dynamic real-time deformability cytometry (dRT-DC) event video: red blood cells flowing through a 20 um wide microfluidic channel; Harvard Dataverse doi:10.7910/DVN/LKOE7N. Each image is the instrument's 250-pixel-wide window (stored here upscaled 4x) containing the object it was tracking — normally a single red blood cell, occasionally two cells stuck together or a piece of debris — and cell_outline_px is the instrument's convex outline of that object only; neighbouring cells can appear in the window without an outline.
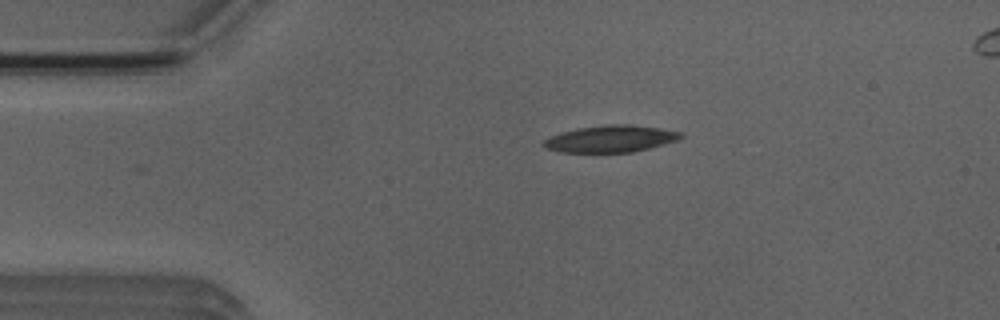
{"species": "Egyptian fruit bat (a non-hibernating species)", "species_latin": "Rousettus aegyptiacus", "temperature_condition": "room temperature", "stored_images_in_passage": 5, "camera_frame_rate_fps": 3000, "um_per_image_px": 0.085, "animal": {"sex": "male"}, "frame": {"image": 1, "passage_image": 5, "time_ms": 5.333, "image_size_px": [1000, 320], "cell_outline_px": [[684, 136], [676, 140], [664, 144], [632, 152], [560, 152], [544, 148], [540, 144], [544, 140], [560, 132], [576, 128], [604, 124], [632, 124], [660, 128], [680, 132]], "centroid_in_image_um": [51.86, 11.79], "position_along_channel_um": 33.1, "area_um2": 21.56}}